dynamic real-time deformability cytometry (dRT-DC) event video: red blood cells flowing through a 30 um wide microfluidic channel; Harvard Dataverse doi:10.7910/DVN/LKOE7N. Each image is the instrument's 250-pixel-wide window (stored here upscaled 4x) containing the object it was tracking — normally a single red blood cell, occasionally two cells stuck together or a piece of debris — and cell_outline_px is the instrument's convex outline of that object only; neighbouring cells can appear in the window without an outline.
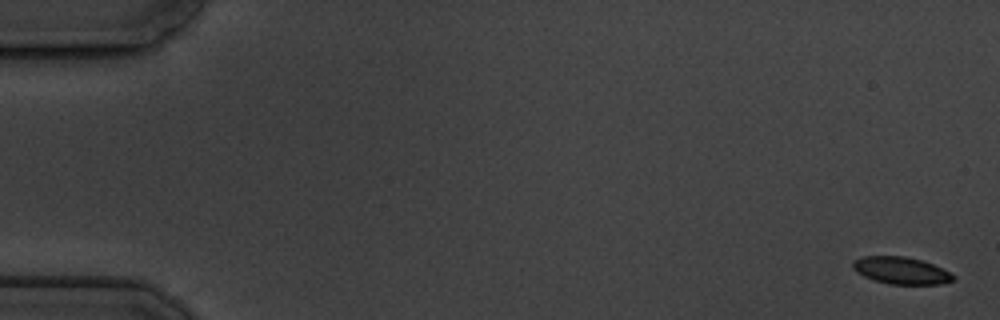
{"species": "common noctule bat (a hibernating species)", "species_latin": "Nyctalus noctula", "temperature_condition": "cold", "stored_images_in_passage": 7, "camera_frame_rate_fps": 3000, "um_per_image_px": 0.085, "animal": {"sex": "male", "body_mass_g": 19.5, "forearm_length_mm": 54.6}, "frame": {"image": 1, "passage_image": 1, "time_ms": 0.0, "image_size_px": [1000, 320], "cell_outline_px": [[956, 276], [952, 280], [940, 284], [892, 284], [876, 280], [864, 276], [856, 272], [852, 268], [852, 264], [860, 256], [904, 256], [920, 260], [932, 264]], "centroid_in_image_um": [76.56, 22.99], "position_along_channel_um": 8.4, "area_um2": 15.55}}
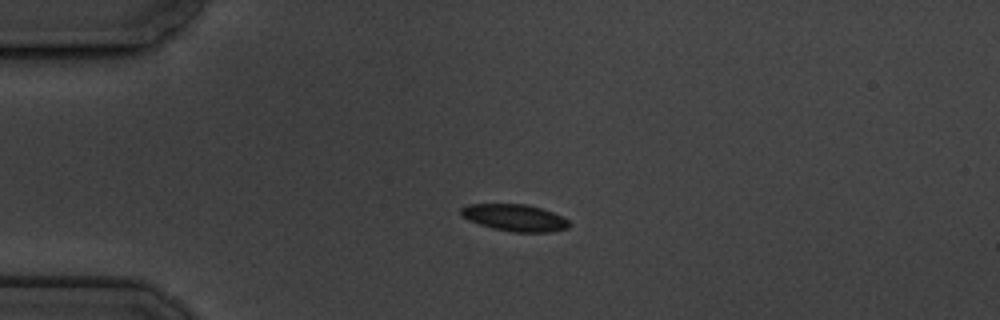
{"frame": {"image": 2, "passage_image": 5, "time_ms": 4.333, "image_size_px": [1000, 320], "cell_outline_px": [[572, 224], [568, 228], [552, 232], [512, 232], [492, 228], [468, 220], [460, 216], [460, 208], [468, 204], [524, 204], [540, 208], [552, 212], [568, 220]], "centroid_in_image_um": [43.74, 18.51], "position_along_channel_um": 41.3, "area_um2": 16.99}}